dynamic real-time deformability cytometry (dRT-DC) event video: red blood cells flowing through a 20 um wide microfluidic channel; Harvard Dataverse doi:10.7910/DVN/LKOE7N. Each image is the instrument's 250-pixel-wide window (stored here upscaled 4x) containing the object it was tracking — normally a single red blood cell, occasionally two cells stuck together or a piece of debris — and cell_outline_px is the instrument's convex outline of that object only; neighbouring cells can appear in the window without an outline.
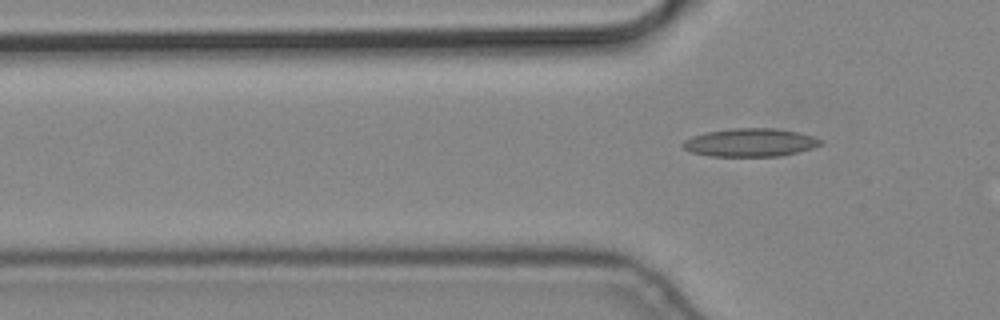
{"species": "common noctule bat (a hibernating species)", "species_latin": "Nyctalus noctula", "temperature_condition": "cold", "stored_images_in_passage": 7, "camera_frame_rate_fps": 3000, "um_per_image_px": 0.085, "animal": {"sex": "male", "body_mass_g": 19.2, "forearm_length_mm": 51.8}, "frame": {"image": 1, "passage_image": 7, "time_ms": 2.0, "image_size_px": [1000, 320], "cell_outline_px": [[820, 144], [812, 148], [780, 156], [708, 156], [692, 152], [684, 148], [680, 144], [684, 140], [692, 136], [708, 132], [732, 128], [776, 128], [796, 132], [812, 136], [820, 140]], "centroid_in_image_um": [63.71, 12.11], "position_along_channel_um": 62.1, "area_um2": 22.37}}